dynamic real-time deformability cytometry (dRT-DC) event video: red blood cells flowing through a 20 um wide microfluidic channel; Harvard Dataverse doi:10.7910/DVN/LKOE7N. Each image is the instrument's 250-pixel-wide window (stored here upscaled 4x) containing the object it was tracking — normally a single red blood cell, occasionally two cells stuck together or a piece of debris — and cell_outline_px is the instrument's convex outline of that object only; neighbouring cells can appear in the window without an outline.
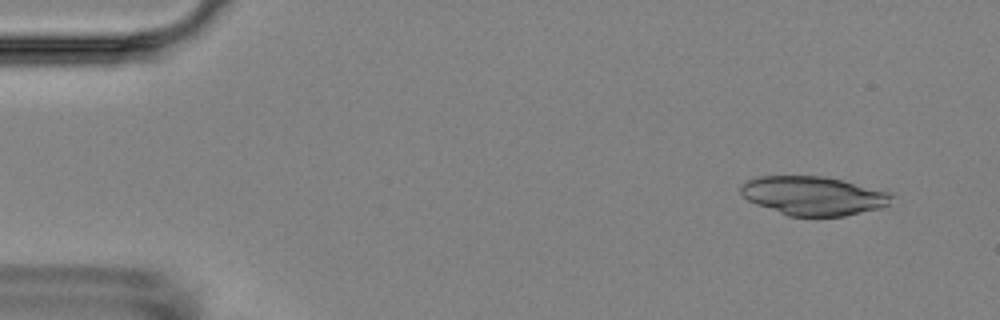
{"species": "Egyptian fruit bat (a non-hibernating species)", "species_latin": "Rousettus aegyptiacus", "temperature_condition": "room temperature", "stored_images_in_passage": 5, "camera_frame_rate_fps": 3000, "um_per_image_px": 0.085, "animal": {"sex": "female"}, "frame": {"image": 1, "passage_image": 1, "time_ms": 0.0, "image_size_px": [1000, 320], "cell_outline_px": [[896, 196], [888, 204], [880, 208], [844, 216], [788, 216], [756, 204], [748, 200], [740, 192], [740, 184], [748, 180], [760, 176], [824, 176], [844, 180], [892, 192]], "centroid_in_image_um": [69.17, 16.63], "position_along_channel_um": 15.8, "area_um2": 34.39}}